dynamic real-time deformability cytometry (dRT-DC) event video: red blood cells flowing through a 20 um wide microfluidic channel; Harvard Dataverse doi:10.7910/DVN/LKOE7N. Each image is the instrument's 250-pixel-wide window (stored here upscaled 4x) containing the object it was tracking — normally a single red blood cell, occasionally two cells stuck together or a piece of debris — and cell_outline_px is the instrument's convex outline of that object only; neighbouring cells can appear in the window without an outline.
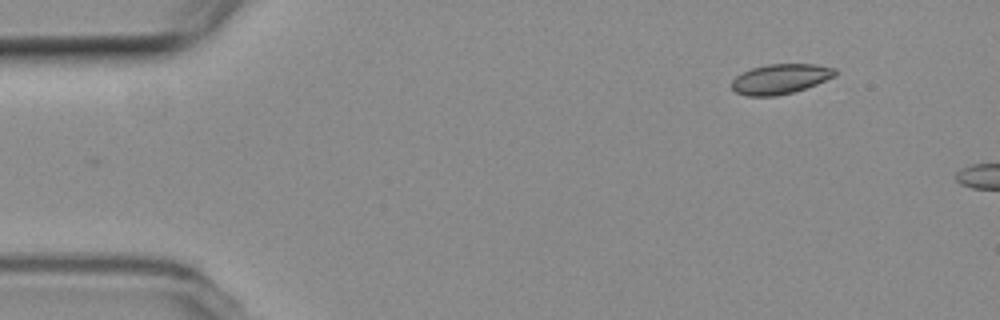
{"species": "common noctule bat (a hibernating species)", "species_latin": "Nyctalus noctula", "temperature_condition": "room temperature", "stored_images_in_passage": 5, "camera_frame_rate_fps": 3000, "um_per_image_px": 0.085, "animal": {"sex": "female", "body_mass_g": 19.3, "forearm_length_mm": 54.1}, "frame": {"image": 1, "passage_image": 1, "time_ms": 0.0, "image_size_px": [1000, 320], "cell_outline_px": [[836, 76], [816, 84], [792, 92], [776, 96], [748, 96], [736, 92], [732, 88], [732, 80], [736, 76], [752, 68], [768, 64], [816, 64], [836, 68]], "centroid_in_image_um": [66.34, 6.7], "position_along_channel_um": 18.7, "area_um2": 17.92}}